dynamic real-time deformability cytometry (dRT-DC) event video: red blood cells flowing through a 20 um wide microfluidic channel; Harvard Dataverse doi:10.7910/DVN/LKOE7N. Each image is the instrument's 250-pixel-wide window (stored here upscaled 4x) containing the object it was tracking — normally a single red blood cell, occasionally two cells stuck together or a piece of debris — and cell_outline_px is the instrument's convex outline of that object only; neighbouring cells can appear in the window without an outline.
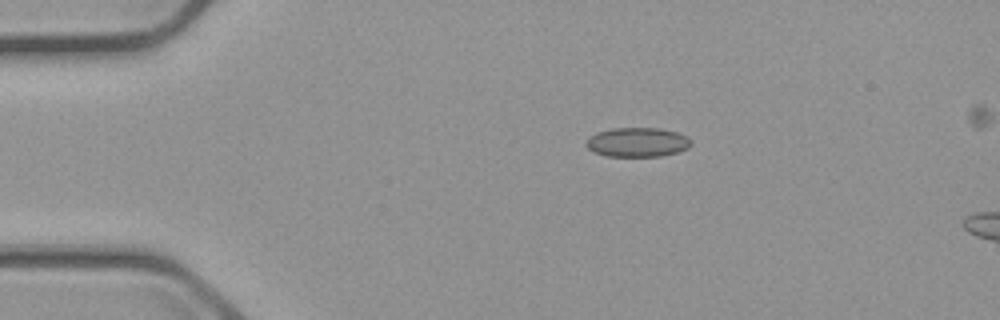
{"species": "common noctule bat (a hibernating species)", "species_latin": "Nyctalus noctula", "temperature_condition": "cold", "stored_images_in_passage": 3, "camera_frame_rate_fps": 3000, "um_per_image_px": 0.085, "animal": {"sex": "male", "body_mass_g": 23.1, "forearm_length_mm": 52.7}, "frame": {"image": 1, "passage_image": 1, "time_ms": 0.0, "image_size_px": [1000, 320], "cell_outline_px": [[692, 144], [688, 148], [680, 152], [660, 156], [608, 156], [592, 152], [584, 144], [588, 136], [596, 132], [612, 128], [660, 128], [680, 132], [688, 136], [692, 140]], "centroid_in_image_um": [54.2, 12.08], "position_along_channel_um": 30.8, "area_um2": 18.38}}